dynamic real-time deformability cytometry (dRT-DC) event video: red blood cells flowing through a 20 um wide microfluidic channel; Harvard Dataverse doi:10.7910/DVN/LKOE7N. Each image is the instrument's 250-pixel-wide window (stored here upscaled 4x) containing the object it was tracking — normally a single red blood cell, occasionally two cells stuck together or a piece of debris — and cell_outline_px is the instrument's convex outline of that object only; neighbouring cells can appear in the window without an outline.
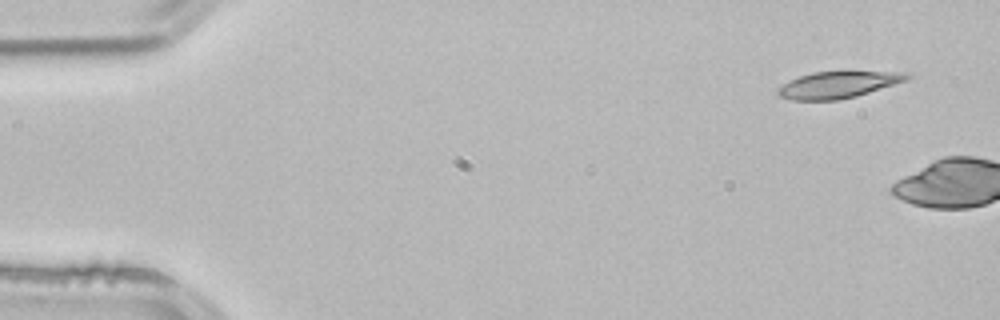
{"species": "common noctule bat (a hibernating species)", "species_latin": "Nyctalus noctula", "temperature_condition": "room temperature", "stored_images_in_passage": 4, "segment_of_instrument_passage": [2, 2], "camera_frame_rate_fps": 3000, "um_per_image_px": 0.085, "animal": {"sex": "male", "body_mass_g": 21.5, "forearm_length_mm": 52.0}, "frame": {"image": 1, "passage_image": 4, "time_ms": 1.0, "image_size_px": [1000, 320], "cell_outline_px": [[912, 76], [908, 80], [856, 96], [840, 100], [792, 100], [780, 96], [776, 92], [776, 88], [800, 76], [812, 72], [912, 72]], "centroid_in_image_um": [71.27, 7.21], "position_along_channel_um": 13.7, "area_um2": 19.88}}